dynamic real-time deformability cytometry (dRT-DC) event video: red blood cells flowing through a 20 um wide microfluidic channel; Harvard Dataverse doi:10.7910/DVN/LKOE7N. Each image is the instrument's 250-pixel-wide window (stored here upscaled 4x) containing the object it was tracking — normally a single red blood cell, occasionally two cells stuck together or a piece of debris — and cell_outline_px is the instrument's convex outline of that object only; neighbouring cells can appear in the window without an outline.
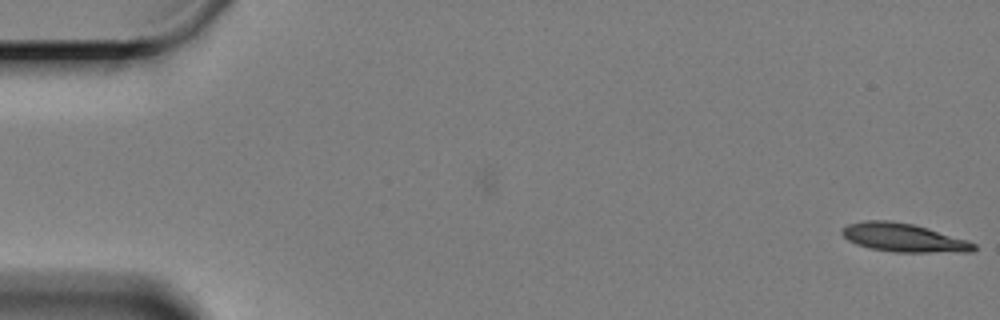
{"species": "Egyptian fruit bat (a non-hibernating species)", "species_latin": "Rousettus aegyptiacus", "temperature_condition": "cold", "stored_images_in_passage": 2, "camera_frame_rate_fps": 3000, "um_per_image_px": 0.085, "animal": {"sex": "female"}, "frame": {"image": 1, "passage_image": 2, "time_ms": 0.333, "image_size_px": [1000, 320], "cell_outline_px": [[976, 248], [972, 252], [896, 252], [872, 248], [856, 244], [848, 240], [840, 232], [848, 224], [864, 220], [892, 220], [912, 224], [928, 228], [976, 244]], "centroid_in_image_um": [76.78, 20.19], "position_along_channel_um": 8.2, "area_um2": 21.62}}